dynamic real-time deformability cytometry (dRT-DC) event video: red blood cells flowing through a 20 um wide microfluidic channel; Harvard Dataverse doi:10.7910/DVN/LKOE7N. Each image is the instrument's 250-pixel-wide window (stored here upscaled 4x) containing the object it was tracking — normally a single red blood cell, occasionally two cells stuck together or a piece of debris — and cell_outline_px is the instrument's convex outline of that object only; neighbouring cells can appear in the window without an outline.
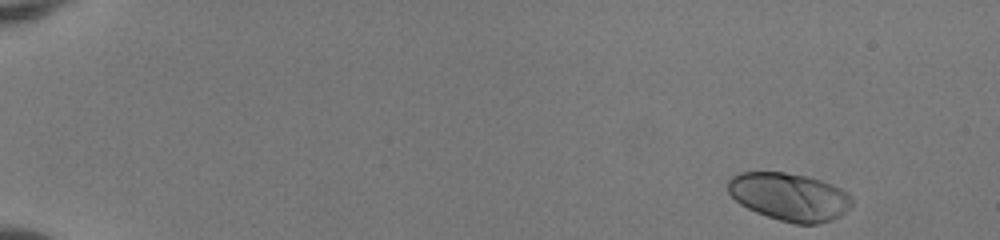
{"species": "human", "species_latin": "Homo sapiens", "temperature_condition": "room temperature", "stored_images_in_passage": 48, "camera_frame_rate_fps": 3000, "um_per_image_px": 0.085, "donor": {"sex": "female"}, "frame": {"image": 1, "passage_image": 1, "time_ms": 0.0, "image_size_px": [1000, 240], "cell_outline_px": [[852, 204], [844, 212], [832, 220], [816, 224], [796, 224], [780, 220], [756, 212], [740, 204], [728, 192], [728, 180], [732, 176], [740, 172], [784, 172], [808, 176], [832, 184], [848, 192], [852, 196]], "centroid_in_image_um": [67.1, 16.71], "position_along_channel_um": 17.9, "area_um2": 34.51}}
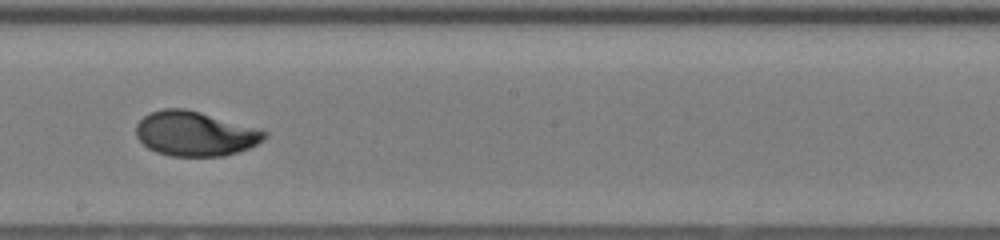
{"frame": {"image": 2, "passage_image": 28, "time_ms": 9.0, "image_size_px": [1000, 240], "cell_outline_px": [[268, 136], [264, 140], [248, 148], [224, 156], [172, 156], [156, 152], [148, 148], [136, 136], [136, 124], [148, 112], [164, 108], [184, 108], [200, 112], [256, 128], [268, 132]], "centroid_in_image_um": [16.56, 11.36], "position_along_channel_um": 231.6, "area_um2": 33.29}}
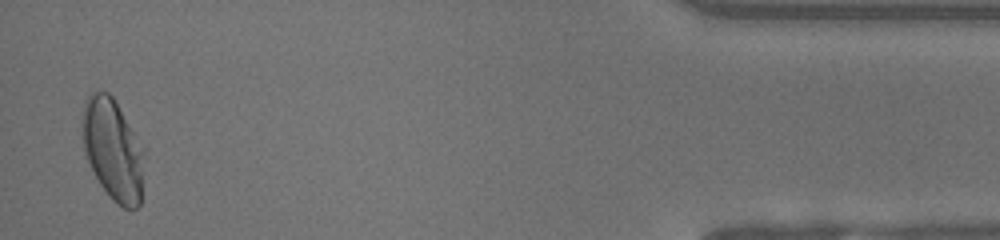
{"frame": {"image": 3, "passage_image": 47, "time_ms": 15.333, "image_size_px": [1000, 240], "cell_outline_px": [[144, 152], [140, 204], [136, 208], [124, 208], [116, 204], [112, 200], [100, 184], [88, 160], [84, 148], [84, 100], [92, 92], [108, 92], [112, 96], [144, 148]], "centroid_in_image_um": [9.62, 12.74], "position_along_channel_um": 425.6, "area_um2": 35.78}, "authors_computed_cell_mechanics": {"area_um2": 33.3795, "velocity_mm_per_s": 4.1035, "shape_relaxation_time_tau1_ms": 3.5081, "shape_relaxation_time_tau2_ms": null, "deformation_change_tau1": 0.1947, "deformation_change_tau2": null}}